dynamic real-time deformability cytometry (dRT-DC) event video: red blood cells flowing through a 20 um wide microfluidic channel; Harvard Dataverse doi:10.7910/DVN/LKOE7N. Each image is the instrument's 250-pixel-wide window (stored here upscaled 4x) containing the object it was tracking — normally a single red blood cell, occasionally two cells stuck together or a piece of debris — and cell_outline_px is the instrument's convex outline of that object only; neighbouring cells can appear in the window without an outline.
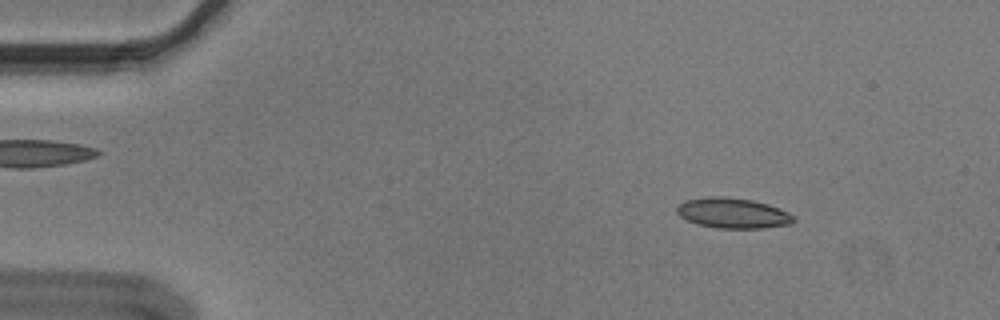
{"species": "Egyptian fruit bat (a non-hibernating species)", "species_latin": "Rousettus aegyptiacus", "temperature_condition": "cold", "stored_images_in_passage": 55, "segment_of_instrument_passage": [1, 2], "camera_frame_rate_fps": 3000, "um_per_image_px": 0.085, "animal": {"sex": "male"}, "frame": {"image": 1, "passage_image": 7, "time_ms": 2.0, "image_size_px": [1000, 320], "cell_outline_px": [[796, 220], [792, 224], [764, 228], [716, 228], [700, 224], [688, 220], [680, 216], [676, 212], [676, 208], [684, 200], [712, 196], [724, 196], [752, 200], [768, 204], [788, 212], [796, 216]], "centroid_in_image_um": [62.33, 18.11], "position_along_channel_um": 22.7, "area_um2": 20.69}}
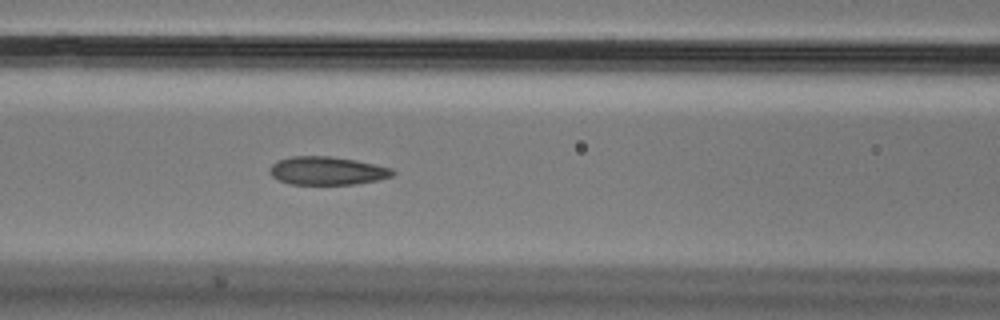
{"frame": {"image": 2, "passage_image": 23, "time_ms": 7.333, "image_size_px": [1000, 320], "cell_outline_px": [[396, 172], [392, 176], [376, 180], [356, 184], [292, 184], [280, 180], [272, 176], [268, 172], [268, 168], [276, 160], [292, 156], [332, 156], [356, 160], [392, 168]], "centroid_in_image_um": [27.78, 14.5], "position_along_channel_um": 138.8, "area_um2": 20.29}}
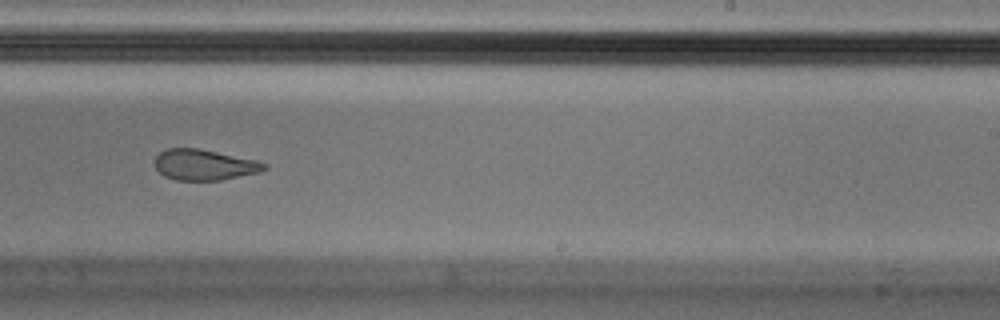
{"frame": {"image": 3, "passage_image": 34, "time_ms": 11.0, "image_size_px": [1000, 320], "cell_outline_px": [[268, 168], [260, 172], [220, 180], [176, 180], [164, 176], [156, 168], [156, 156], [160, 152], [168, 148], [200, 148], [256, 160], [268, 164]], "centroid_in_image_um": [17.39, 14.0], "position_along_channel_um": 271.6, "area_um2": 19.59}}